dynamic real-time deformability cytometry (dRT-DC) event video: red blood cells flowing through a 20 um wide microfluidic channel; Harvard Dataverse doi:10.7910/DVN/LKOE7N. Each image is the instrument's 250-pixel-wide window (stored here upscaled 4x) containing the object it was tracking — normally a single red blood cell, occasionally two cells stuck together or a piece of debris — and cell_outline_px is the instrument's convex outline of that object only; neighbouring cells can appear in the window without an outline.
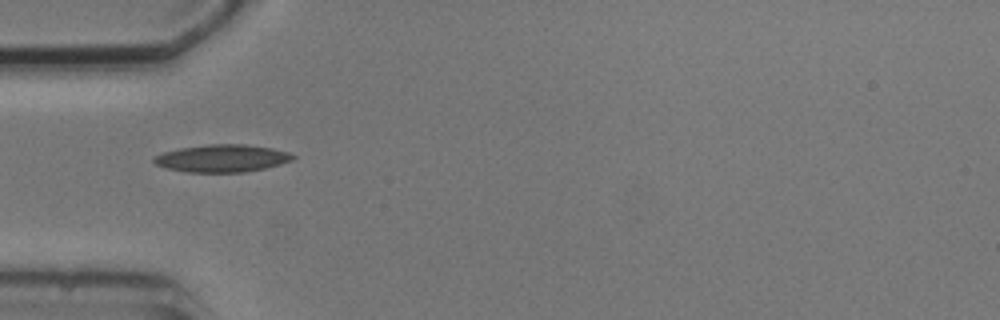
{"species": "common noctule bat (a hibernating species)", "species_latin": "Nyctalus noctula", "temperature_condition": "cold", "stored_images_in_passage": 6, "camera_frame_rate_fps": 3000, "um_per_image_px": 0.085, "animal": {"sex": "male", "body_mass_g": 20.5, "forearm_length_mm": 52.5}, "frame": {"image": 1, "passage_image": 1, "time_ms": 0.0, "image_size_px": [1000, 320], "cell_outline_px": [[296, 156], [292, 160], [280, 164], [264, 168], [244, 172], [188, 172], [168, 168], [156, 164], [152, 160], [152, 156], [164, 152], [180, 148], [208, 144], [244, 144], [272, 148], [288, 152]], "centroid_in_image_um": [18.87, 13.45], "position_along_channel_um": 66.1, "area_um2": 22.14}}
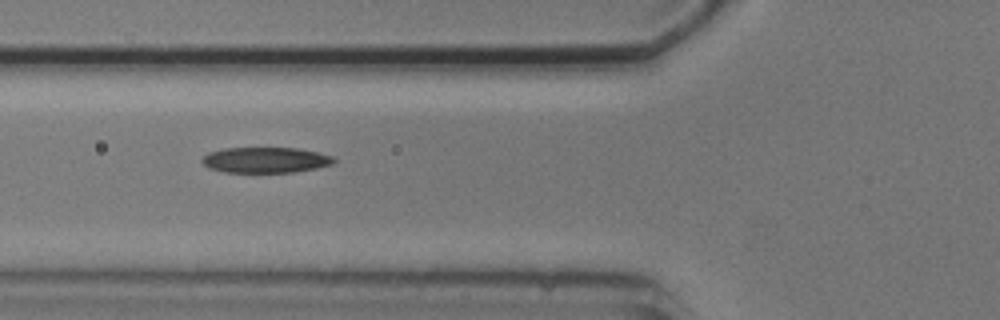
{"frame": {"image": 2, "passage_image": 2, "time_ms": 1.0, "image_size_px": [1000, 320], "cell_outline_px": [[336, 164], [316, 168], [292, 172], [224, 172], [208, 168], [200, 160], [208, 152], [224, 148], [296, 148], [320, 152], [332, 156], [336, 160]], "centroid_in_image_um": [22.59, 13.6], "position_along_channel_um": 103.2, "area_um2": 19.83}}
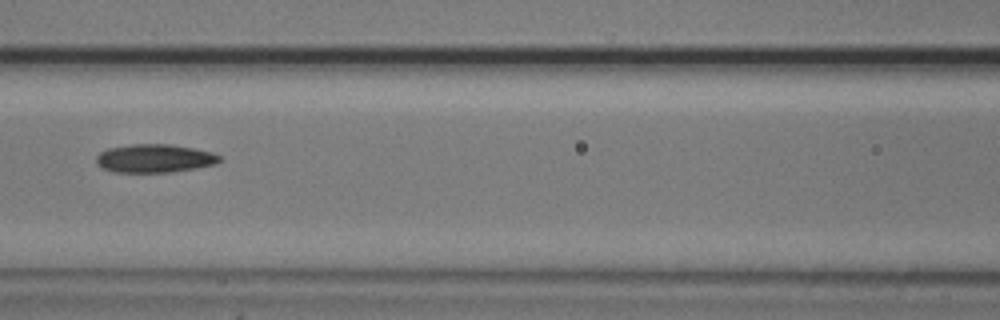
{"frame": {"image": 3, "passage_image": 3, "time_ms": 2.333, "image_size_px": [1000, 320], "cell_outline_px": [[224, 160], [216, 164], [196, 168], [172, 172], [112, 172], [96, 164], [96, 156], [100, 152], [108, 148], [132, 144], [168, 144], [192, 148], [212, 152], [220, 156]], "centroid_in_image_um": [13.15, 13.46], "position_along_channel_um": 153.5, "area_um2": 20.46}}